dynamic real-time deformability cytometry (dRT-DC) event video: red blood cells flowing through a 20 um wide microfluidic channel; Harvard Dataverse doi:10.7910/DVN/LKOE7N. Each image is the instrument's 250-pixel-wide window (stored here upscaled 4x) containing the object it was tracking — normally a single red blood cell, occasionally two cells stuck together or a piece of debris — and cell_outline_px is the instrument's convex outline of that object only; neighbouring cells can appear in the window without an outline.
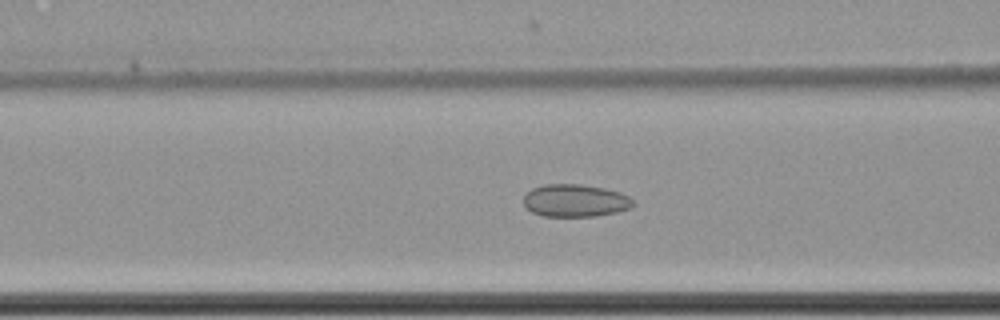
{"species": "common noctule bat (a hibernating species)", "species_latin": "Nyctalus noctula", "temperature_condition": "cold", "stored_images_in_passage": 60, "camera_frame_rate_fps": 3000, "um_per_image_px": 0.085, "animal": {"sex": "female", "body_mass_g": 22.7, "forearm_length_mm": 54.2}, "frame": {"image": 1, "passage_image": 25, "time_ms": 8.0, "image_size_px": [1000, 320], "cell_outline_px": [[636, 204], [632, 208], [616, 212], [596, 216], [544, 216], [532, 212], [524, 204], [524, 196], [532, 188], [544, 184], [580, 184], [604, 188], [620, 192], [628, 196]], "centroid_in_image_um": [48.92, 17.05], "position_along_channel_um": 117.7, "area_um2": 20.81}}
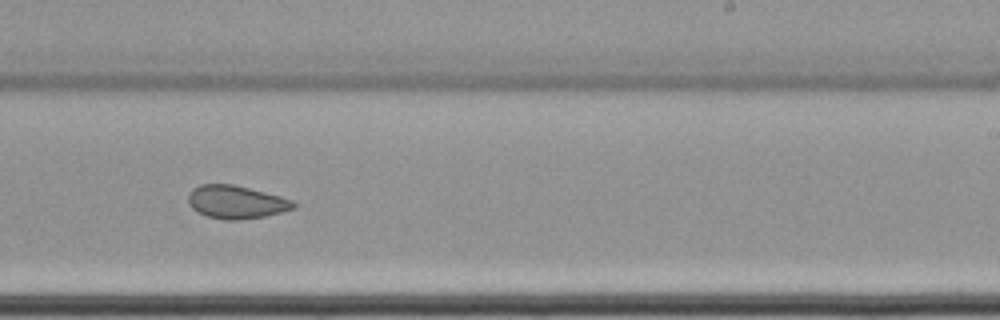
{"frame": {"image": 2, "passage_image": 38, "time_ms": 12.333, "image_size_px": [1000, 320], "cell_outline_px": [[296, 208], [264, 216], [240, 220], [224, 220], [208, 216], [196, 212], [188, 204], [188, 196], [192, 188], [200, 184], [232, 184], [280, 196], [292, 200], [296, 204]], "centroid_in_image_um": [20.04, 17.18], "position_along_channel_um": 269.0, "area_um2": 20.29}}
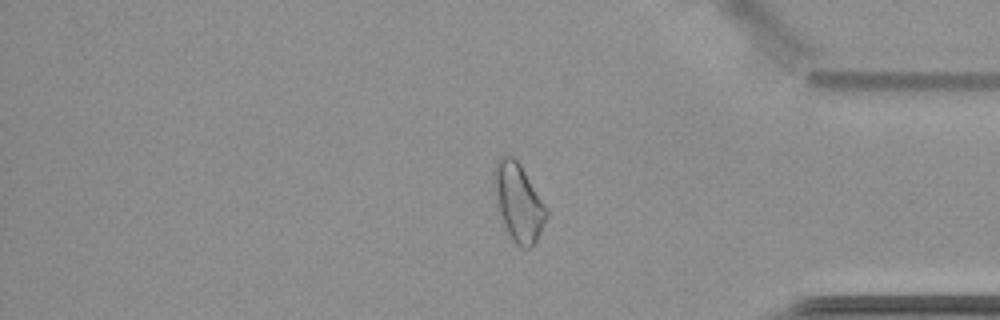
{"frame": {"image": 3, "passage_image": 50, "time_ms": 16.333, "image_size_px": [1000, 320], "cell_outline_px": [[548, 216], [536, 240], [528, 248], [524, 248], [516, 244], [512, 240], [504, 224], [500, 212], [492, 184], [492, 172], [496, 160], [500, 156], [512, 156], [520, 164], [548, 208]], "centroid_in_image_um": [44.05, 17.15], "position_along_channel_um": 391.1, "area_um2": 23.64}, "authors_computed_cell_mechanics": {"area_um2": 22.7443, "velocity_mm_per_s": 3.492, "shape_relaxation_time_tau1_ms": 10.0208, "shape_relaxation_time_tau2_ms": 6.938, "deformation_change_tau1": 0.0528, "deformation_change_tau2": 0.1076}}